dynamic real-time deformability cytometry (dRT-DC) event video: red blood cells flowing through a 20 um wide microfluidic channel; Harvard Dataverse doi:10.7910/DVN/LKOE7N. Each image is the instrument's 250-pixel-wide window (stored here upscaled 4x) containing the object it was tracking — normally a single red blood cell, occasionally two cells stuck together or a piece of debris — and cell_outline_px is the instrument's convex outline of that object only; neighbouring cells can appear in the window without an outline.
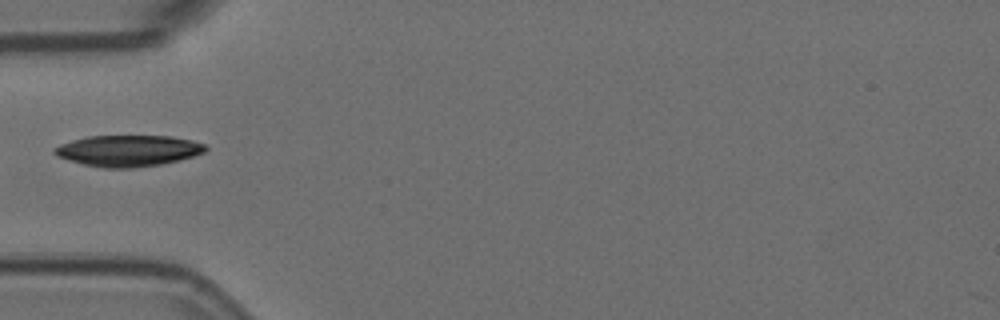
{"species": "Egyptian fruit bat (a non-hibernating species)", "species_latin": "Rousettus aegyptiacus", "temperature_condition": "room temperature", "stored_images_in_passage": 1, "camera_frame_rate_fps": 3000, "um_per_image_px": 0.085, "animal": {"sex": "female"}, "frame": {"image": 1, "passage_image": 1, "time_ms": 0.0, "image_size_px": [1000, 320], "cell_outline_px": [[208, 148], [204, 152], [180, 160], [160, 164], [132, 168], [104, 168], [84, 164], [56, 156], [52, 152], [52, 148], [60, 144], [72, 140], [88, 136], [172, 136], [192, 140], [208, 144]], "centroid_in_image_um": [10.9, 12.8], "position_along_channel_um": 74.1, "area_um2": 27.57}}